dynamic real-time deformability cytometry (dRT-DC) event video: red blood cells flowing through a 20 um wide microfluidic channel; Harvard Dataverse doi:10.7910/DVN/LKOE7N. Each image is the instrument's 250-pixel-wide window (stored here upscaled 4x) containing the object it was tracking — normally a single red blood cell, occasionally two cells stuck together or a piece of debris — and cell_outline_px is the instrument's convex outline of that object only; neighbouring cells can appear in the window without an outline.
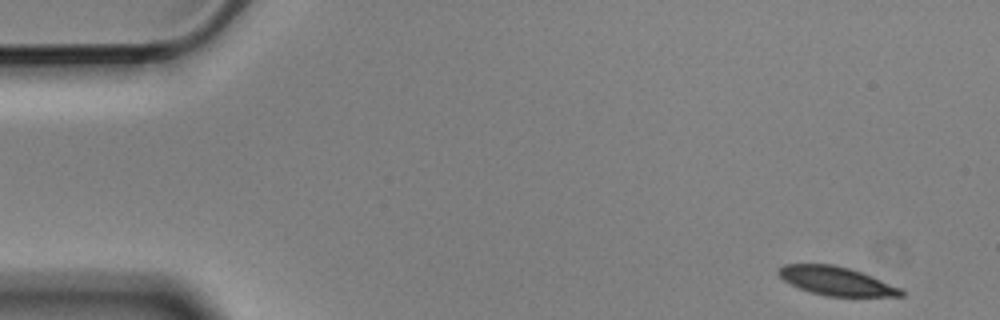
{"species": "Egyptian fruit bat (a non-hibernating species)", "species_latin": "Rousettus aegyptiacus", "temperature_condition": "cold", "stored_images_in_passage": 6, "camera_frame_rate_fps": 3000, "um_per_image_px": 0.085, "animal": {"sex": "male"}, "frame": {"image": 1, "passage_image": 1, "time_ms": 0.0, "image_size_px": [1000, 320], "cell_outline_px": [[904, 296], [824, 296], [800, 288], [784, 280], [776, 272], [776, 268], [784, 264], [832, 264], [848, 268], [872, 276], [900, 288], [904, 292]], "centroid_in_image_um": [71.05, 23.88], "position_along_channel_um": 14.0, "area_um2": 20.23}}
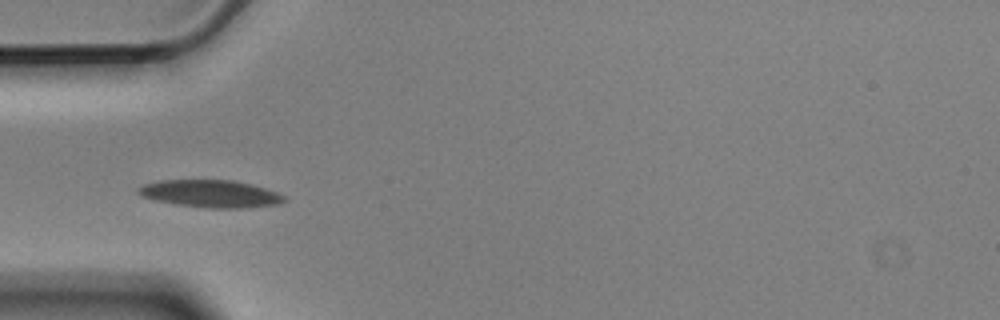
{"frame": {"image": 2, "passage_image": 5, "time_ms": 1.333, "image_size_px": [1000, 320], "cell_outline_px": [[288, 200], [280, 204], [244, 208], [212, 208], [176, 204], [156, 200], [140, 196], [136, 192], [136, 188], [144, 184], [156, 180], [232, 180], [252, 184], [276, 192], [284, 196]], "centroid_in_image_um": [17.88, 16.46], "position_along_channel_um": 67.1, "area_um2": 23.41}}
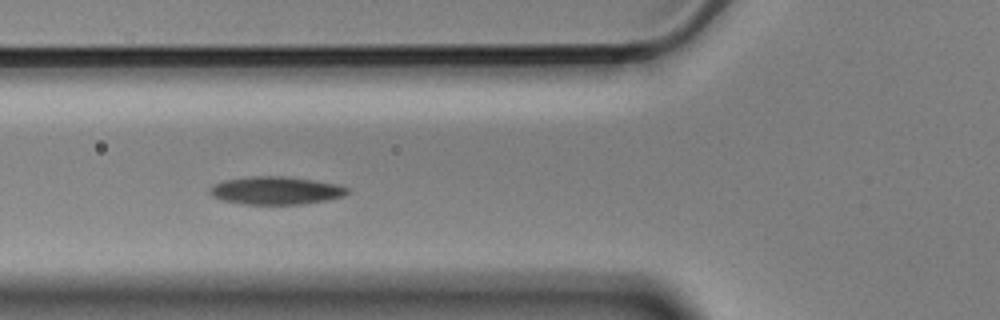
{"frame": {"image": 3, "passage_image": 6, "time_ms": 1.667, "image_size_px": [1000, 320], "cell_outline_px": [[348, 192], [344, 196], [328, 200], [300, 204], [244, 204], [224, 200], [212, 196], [208, 192], [208, 188], [212, 184], [224, 180], [252, 176], [280, 176], [312, 180], [336, 184], [348, 188]], "centroid_in_image_um": [23.41, 16.19], "position_along_channel_um": 102.4, "area_um2": 22.25}}